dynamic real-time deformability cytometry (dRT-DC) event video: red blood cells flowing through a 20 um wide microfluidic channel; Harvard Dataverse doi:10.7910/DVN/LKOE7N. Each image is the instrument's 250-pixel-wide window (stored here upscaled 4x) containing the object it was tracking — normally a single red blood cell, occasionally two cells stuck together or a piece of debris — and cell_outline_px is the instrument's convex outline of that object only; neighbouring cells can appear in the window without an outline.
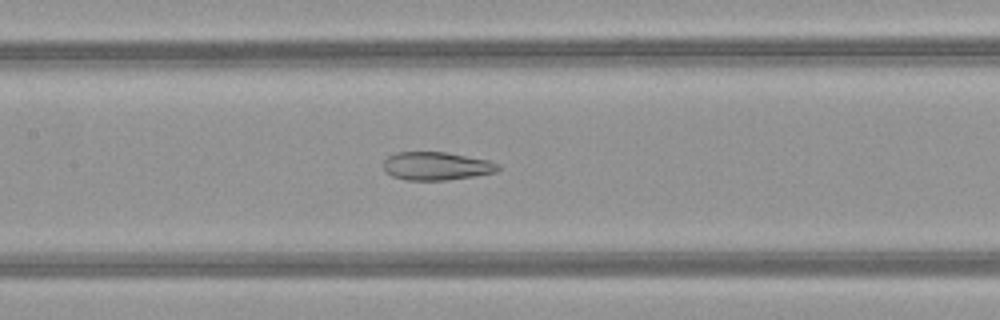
{"species": "common noctule bat (a hibernating species)", "species_latin": "Nyctalus noctula", "temperature_condition": "warm", "stored_images_in_passage": 37, "camera_frame_rate_fps": 3000, "um_per_image_px": 0.085, "animal": {"sex": "female", "body_mass_g": 21.9}, "frame": {"image": 1, "passage_image": 10, "time_ms": 3.0, "image_size_px": [1000, 320], "cell_outline_px": [[500, 168], [496, 172], [448, 180], [404, 180], [392, 176], [384, 168], [384, 160], [388, 156], [396, 152], [444, 152], [488, 160], [500, 164]], "centroid_in_image_um": [37.09, 14.11], "position_along_channel_um": 170.3, "area_um2": 18.73}}
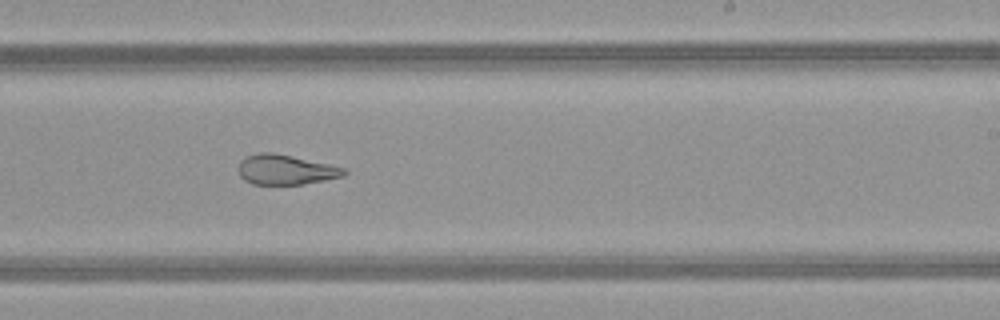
{"frame": {"image": 2, "passage_image": 17, "time_ms": 5.333, "image_size_px": [1000, 320], "cell_outline_px": [[348, 172], [344, 176], [304, 184], [252, 184], [244, 180], [240, 176], [240, 160], [244, 156], [260, 152], [272, 152], [292, 156], [348, 168]], "centroid_in_image_um": [24.31, 14.42], "position_along_channel_um": 264.7, "area_um2": 18.5}}
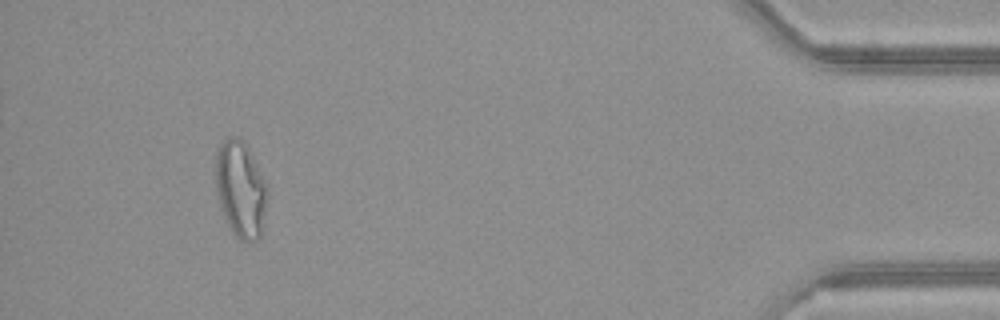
{"frame": {"image": 3, "passage_image": 33, "time_ms": 10.667, "image_size_px": [1000, 320], "cell_outline_px": [[268, 200], [260, 236], [256, 240], [240, 240], [232, 232], [220, 208], [216, 192], [216, 148], [228, 136], [236, 136], [244, 140], [268, 184]], "centroid_in_image_um": [20.46, 16.04], "position_along_channel_um": 414.7, "area_um2": 29.48}, "authors_computed_cell_mechanics": {"area_um2": 21.097, "velocity_mm_per_s": 4.0597, "shape_relaxation_time_tau1_ms": null, "shape_relaxation_time_tau2_ms": 1.6405, "deformation_change_tau1": null, "deformation_change_tau2": 0.1025}}